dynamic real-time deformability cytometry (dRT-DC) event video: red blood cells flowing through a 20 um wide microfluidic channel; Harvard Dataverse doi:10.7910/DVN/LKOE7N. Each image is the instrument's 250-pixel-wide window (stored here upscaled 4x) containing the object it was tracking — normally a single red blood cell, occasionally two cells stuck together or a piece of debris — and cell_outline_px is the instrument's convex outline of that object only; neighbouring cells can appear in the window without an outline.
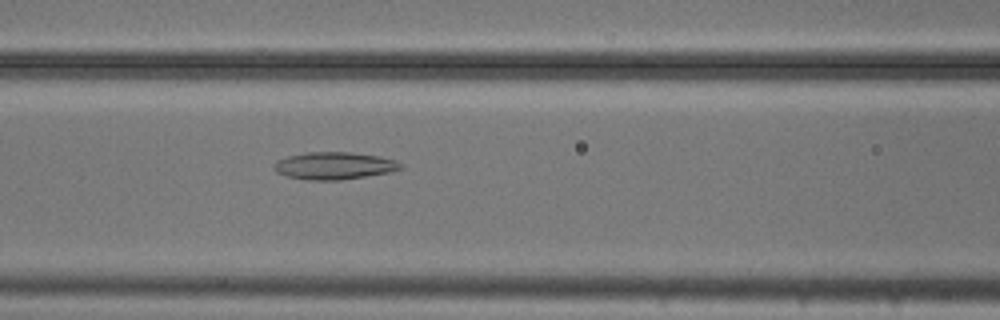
{"species": "common noctule bat (a hibernating species)", "species_latin": "Nyctalus noctula", "temperature_condition": "cold", "stored_images_in_passage": 53, "camera_frame_rate_fps": 3000, "um_per_image_px": 0.085, "animal": {"sex": "male", "body_mass_g": 20.5, "forearm_length_mm": 52.5}, "frame": {"image": 1, "passage_image": 22, "time_ms": 7.0, "image_size_px": [1000, 320], "cell_outline_px": [[404, 168], [392, 172], [340, 180], [308, 180], [288, 176], [276, 172], [272, 168], [272, 164], [276, 160], [288, 156], [304, 152], [352, 152], [380, 156], [396, 160], [404, 164]], "centroid_in_image_um": [28.43, 14.08], "position_along_channel_um": 138.2, "area_um2": 20.52}}
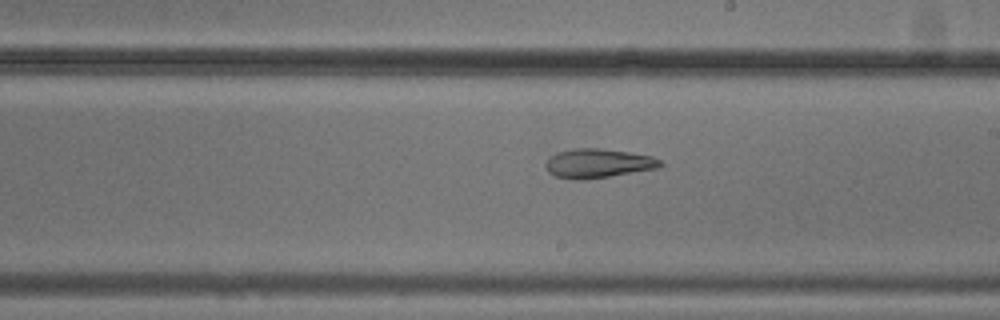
{"frame": {"image": 2, "passage_image": 30, "time_ms": 9.667, "image_size_px": [1000, 320], "cell_outline_px": [[664, 164], [656, 168], [608, 176], [556, 176], [548, 172], [548, 160], [556, 152], [572, 148], [600, 148], [628, 152], [652, 156], [660, 160]], "centroid_in_image_um": [50.9, 13.81], "position_along_channel_um": 238.1, "area_um2": 18.26}}
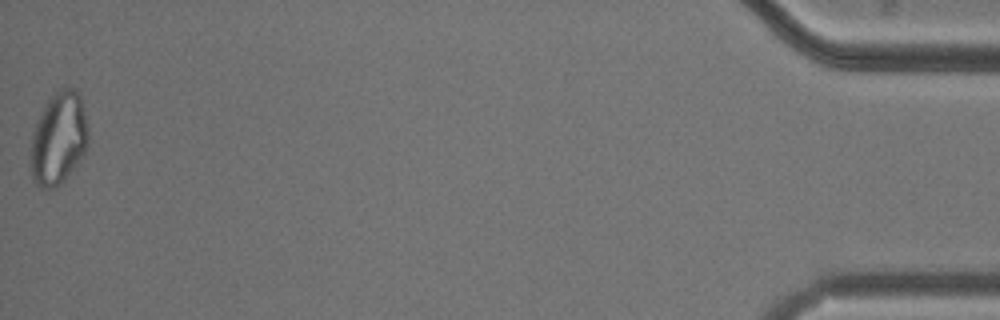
{"frame": {"image": 3, "passage_image": 53, "time_ms": 17.333, "image_size_px": [1000, 320], "cell_outline_px": [[88, 144], [84, 156], [64, 180], [56, 188], [40, 188], [32, 180], [32, 132], [36, 120], [48, 100], [64, 84], [72, 88], [80, 96], [88, 132]], "centroid_in_image_um": [4.99, 11.78], "position_along_channel_um": 430.2, "area_um2": 30.92}, "authors_computed_cell_mechanics": {"area_um2": 25.4898, "velocity_mm_per_s": 3.7541, "shape_relaxation_time_tau1_ms": null, "shape_relaxation_time_tau2_ms": 3.4652, "deformation_change_tau1": null, "deformation_change_tau2": 0.115}}